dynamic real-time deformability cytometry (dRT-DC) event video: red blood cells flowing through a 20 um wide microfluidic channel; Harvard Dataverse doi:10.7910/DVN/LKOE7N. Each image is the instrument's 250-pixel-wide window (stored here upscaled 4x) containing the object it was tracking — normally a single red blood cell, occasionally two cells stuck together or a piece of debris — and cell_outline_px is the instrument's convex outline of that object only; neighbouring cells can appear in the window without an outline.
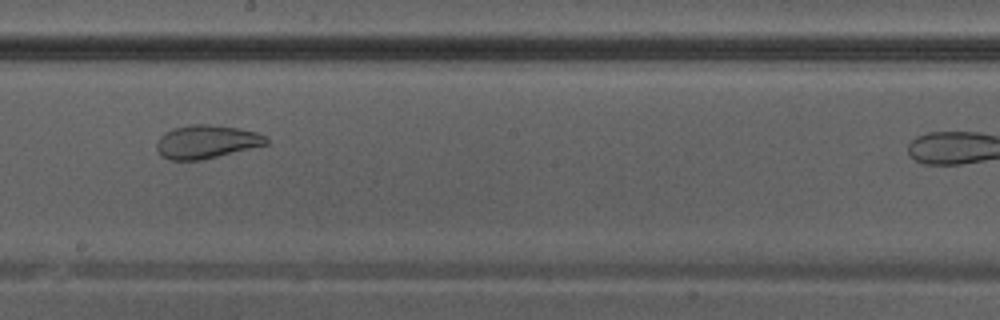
{"species": "Egyptian fruit bat (a non-hibernating species)", "species_latin": "Rousettus aegyptiacus", "temperature_condition": "warm", "stored_images_in_passage": 19, "camera_frame_rate_fps": 3000, "um_per_image_px": 0.085, "animal": {"sex": "male"}, "frame": {"image": 1, "passage_image": 16, "time_ms": 5.0, "image_size_px": [1000, 320], "cell_outline_px": [[268, 144], [200, 160], [168, 160], [160, 156], [156, 148], [156, 140], [160, 136], [172, 128], [192, 124], [208, 124], [236, 128], [256, 132], [264, 136], [268, 140]], "centroid_in_image_um": [17.48, 12.05], "position_along_channel_um": 230.7, "area_um2": 21.21}}